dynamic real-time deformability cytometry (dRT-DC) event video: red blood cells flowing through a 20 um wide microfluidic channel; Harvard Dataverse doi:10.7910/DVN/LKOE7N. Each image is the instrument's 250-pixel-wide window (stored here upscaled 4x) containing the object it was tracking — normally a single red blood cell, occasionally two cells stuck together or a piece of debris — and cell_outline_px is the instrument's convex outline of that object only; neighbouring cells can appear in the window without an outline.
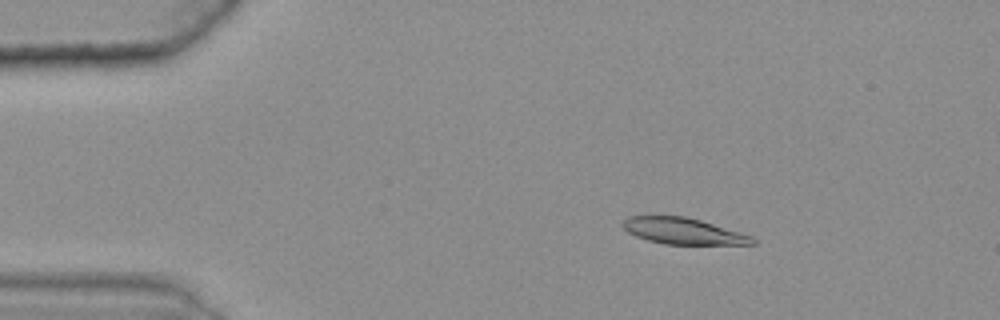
{"species": "common noctule bat (a hibernating species)", "species_latin": "Nyctalus noctula", "temperature_condition": "warm", "stored_images_in_passage": 47, "camera_frame_rate_fps": 3000, "um_per_image_px": 0.085, "animal": {"sex": "female", "body_mass_g": 25.1}, "frame": {"image": 1, "passage_image": 9, "time_ms": 2.667, "image_size_px": [1000, 320], "cell_outline_px": [[756, 244], [664, 244], [648, 240], [636, 236], [628, 232], [620, 224], [628, 216], [684, 216], [700, 220], [740, 232], [752, 236], [756, 240]], "centroid_in_image_um": [58.05, 19.64], "position_along_channel_um": 26.9, "area_um2": 19.71}}
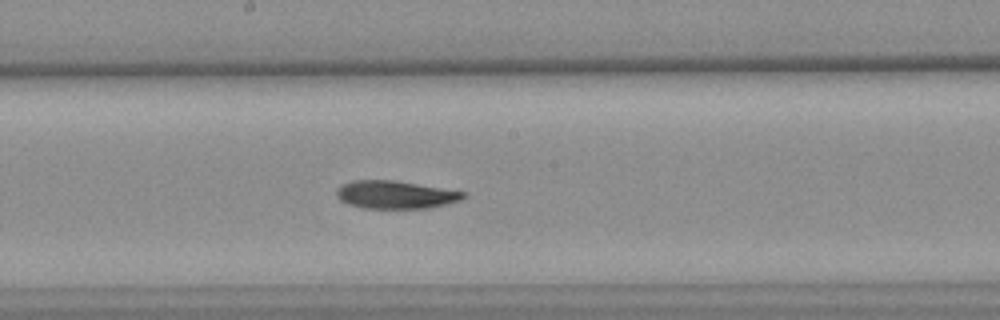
{"frame": {"image": 2, "passage_image": 30, "time_ms": 9.667, "image_size_px": [1000, 320], "cell_outline_px": [[468, 196], [460, 200], [448, 204], [428, 208], [364, 208], [348, 204], [340, 200], [336, 196], [336, 188], [340, 184], [352, 180], [396, 180], [468, 192]], "centroid_in_image_um": [33.62, 16.54], "position_along_channel_um": 214.6, "area_um2": 20.98}}
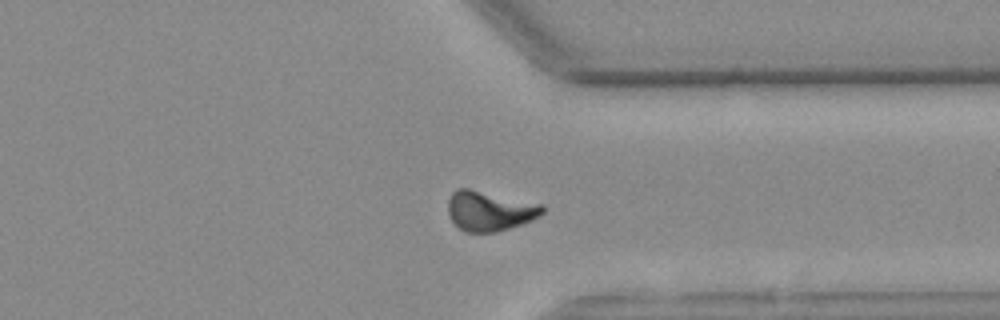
{"frame": {"image": 3, "passage_image": 43, "time_ms": 14.0, "image_size_px": [1000, 320], "cell_outline_px": [[544, 212], [532, 220], [496, 232], [468, 232], [460, 228], [448, 216], [448, 200], [452, 192], [456, 188], [468, 188], [540, 204], [544, 208]], "centroid_in_image_um": [41.57, 17.92], "position_along_channel_um": 369.8, "area_um2": 21.62}, "authors_computed_cell_mechanics": {"area_um2": 21.097, "velocity_mm_per_s": 3.5985, "shape_relaxation_time_tau1_ms": null, "shape_relaxation_time_tau2_ms": 6.2583, "deformation_change_tau1": null, "deformation_change_tau2": 0.1229}}